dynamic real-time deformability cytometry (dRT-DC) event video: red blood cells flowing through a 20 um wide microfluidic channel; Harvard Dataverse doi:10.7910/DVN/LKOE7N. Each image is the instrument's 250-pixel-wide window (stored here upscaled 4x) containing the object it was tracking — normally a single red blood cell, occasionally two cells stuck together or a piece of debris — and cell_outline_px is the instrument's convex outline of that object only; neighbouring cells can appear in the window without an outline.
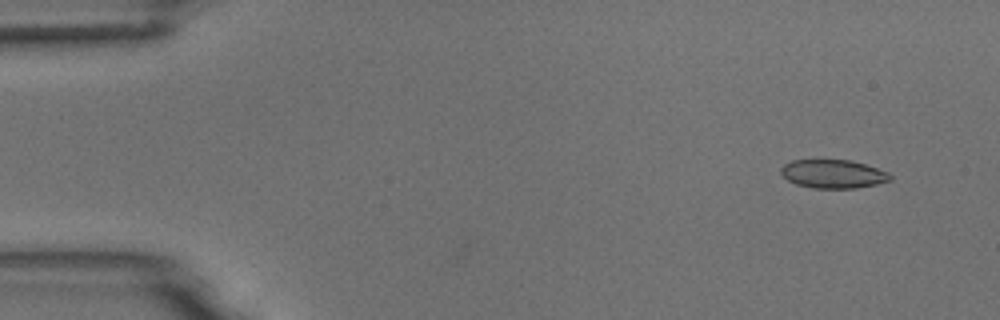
{"species": "common noctule bat (a hibernating species)", "species_latin": "Nyctalus noctula", "temperature_condition": "room temperature", "stored_images_in_passage": 9, "camera_frame_rate_fps": 3000, "um_per_image_px": 0.085, "animal": {"sex": "male", "body_mass_g": 18.8}, "frame": {"image": 1, "passage_image": 1, "time_ms": 0.0, "image_size_px": [1000, 320], "cell_outline_px": [[892, 180], [876, 184], [856, 188], [812, 188], [796, 184], [788, 180], [780, 172], [780, 168], [784, 164], [792, 160], [852, 160], [888, 172], [892, 176]], "centroid_in_image_um": [70.81, 14.78], "position_along_channel_um": 14.2, "area_um2": 18.15}}
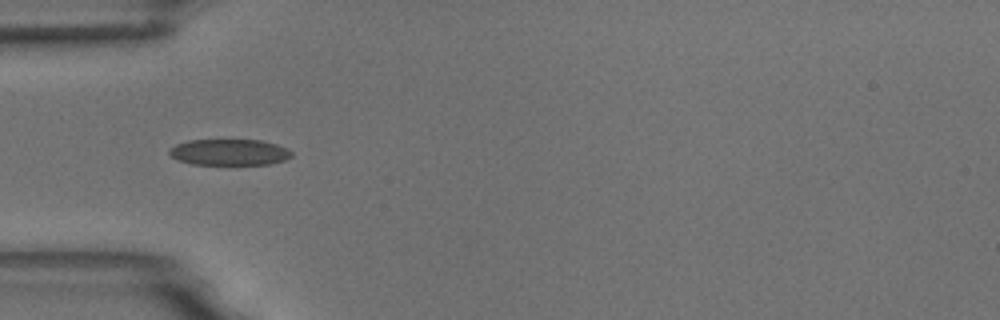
{"frame": {"image": 2, "passage_image": 4, "time_ms": 4.333, "image_size_px": [1000, 320], "cell_outline_px": [[292, 156], [284, 160], [268, 164], [192, 164], [176, 160], [168, 152], [176, 144], [188, 140], [260, 140], [276, 144], [292, 152]], "centroid_in_image_um": [19.47, 12.94], "position_along_channel_um": 65.5, "area_um2": 18.44}}
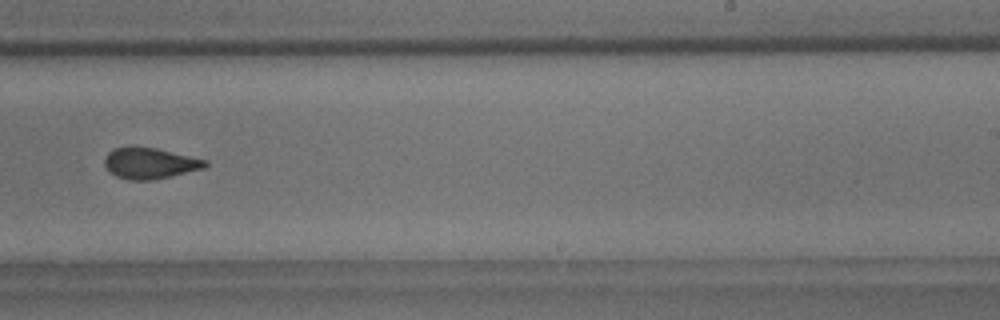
{"frame": {"image": 3, "passage_image": 9, "time_ms": 10.0, "image_size_px": [1000, 320], "cell_outline_px": [[208, 164], [204, 168], [172, 176], [152, 180], [128, 180], [116, 176], [104, 164], [104, 160], [108, 152], [112, 148], [132, 144], [156, 148], [208, 160]], "centroid_in_image_um": [12.72, 13.84], "position_along_channel_um": 276.3, "area_um2": 18.55}}